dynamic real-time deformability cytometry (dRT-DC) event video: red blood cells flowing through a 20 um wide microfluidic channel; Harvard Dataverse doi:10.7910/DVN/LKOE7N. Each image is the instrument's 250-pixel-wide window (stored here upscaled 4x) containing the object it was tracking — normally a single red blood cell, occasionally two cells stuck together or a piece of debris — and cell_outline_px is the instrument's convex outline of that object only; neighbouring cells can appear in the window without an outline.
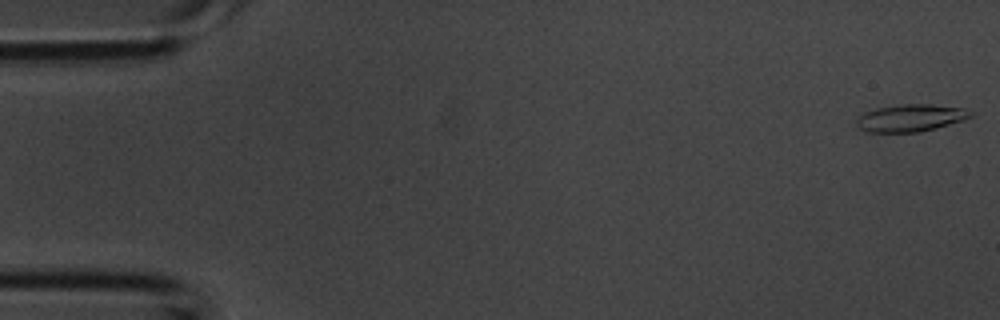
{"species": "common noctule bat (a hibernating species)", "species_latin": "Nyctalus noctula", "temperature_condition": "room temperature", "stored_images_in_passage": 4, "camera_frame_rate_fps": 3000, "um_per_image_px": 0.085, "animal": {"sex": "male", "body_mass_g": 20.1, "forearm_length_mm": 53.5}, "frame": {"image": 1, "passage_image": 1, "time_ms": 0.0, "image_size_px": [1000, 320], "cell_outline_px": [[972, 116], [964, 120], [936, 128], [920, 132], [868, 132], [860, 128], [856, 124], [856, 120], [864, 112], [876, 108], [900, 104], [932, 104], [964, 108], [972, 112]], "centroid_in_image_um": [77.41, 10.02], "position_along_channel_um": 7.6, "area_um2": 18.15}}